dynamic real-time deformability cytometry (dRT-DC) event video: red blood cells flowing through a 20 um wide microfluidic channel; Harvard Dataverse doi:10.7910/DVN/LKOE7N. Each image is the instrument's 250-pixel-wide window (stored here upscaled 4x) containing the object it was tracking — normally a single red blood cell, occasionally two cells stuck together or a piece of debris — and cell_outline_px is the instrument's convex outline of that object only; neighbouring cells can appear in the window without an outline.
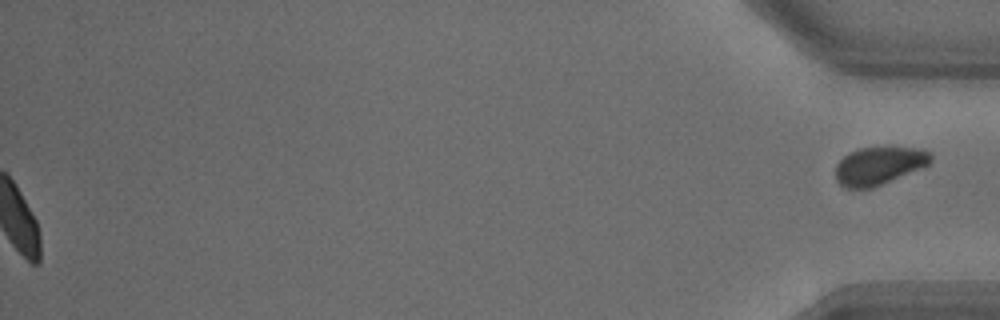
{"species": "common noctule bat (a hibernating species)", "species_latin": "Nyctalus noctula", "temperature_condition": "warm", "stored_images_in_passage": 44, "segment_of_instrument_passage": [2, 2], "camera_frame_rate_fps": 3000, "um_per_image_px": 0.085, "animal": {"sex": "male", "body_mass_g": 18.8}, "frame": {"image": 1, "passage_image": 44, "time_ms": 14.333, "image_size_px": [1000, 320], "cell_outline_px": [[932, 160], [928, 164], [872, 188], [844, 188], [836, 180], [836, 164], [848, 152], [860, 148], [920, 148], [932, 152]], "centroid_in_image_um": [74.68, 14.08], "position_along_channel_um": 360.5, "area_um2": 20.69}}